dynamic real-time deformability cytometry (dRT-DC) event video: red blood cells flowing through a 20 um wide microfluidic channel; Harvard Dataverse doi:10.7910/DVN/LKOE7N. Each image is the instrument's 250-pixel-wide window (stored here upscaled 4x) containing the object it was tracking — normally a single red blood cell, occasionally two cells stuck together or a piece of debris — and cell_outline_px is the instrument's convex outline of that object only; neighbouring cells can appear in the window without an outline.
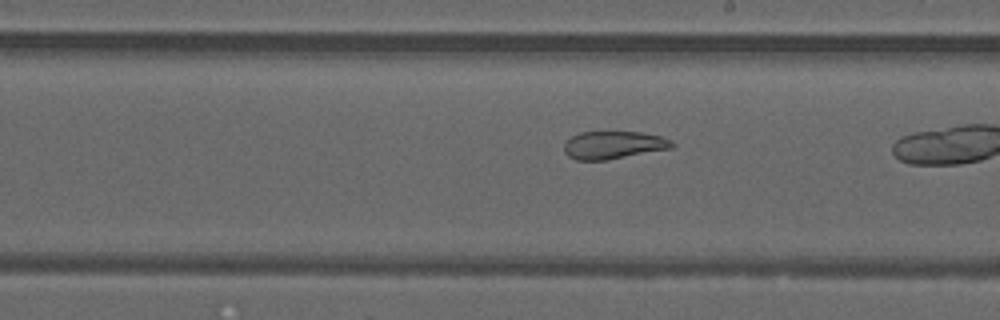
{"species": "common noctule bat (a hibernating species)", "species_latin": "Nyctalus noctula", "temperature_condition": "warm", "stored_images_in_passage": 36, "camera_frame_rate_fps": 3000, "um_per_image_px": 0.085, "animal": {"sex": "male", "forearm_length_mm": 52.5}, "frame": {"image": 1, "passage_image": 26, "time_ms": 8.333, "image_size_px": [1000, 320], "cell_outline_px": [[676, 144], [672, 148], [608, 160], [576, 160], [568, 156], [564, 152], [564, 144], [572, 136], [580, 132], [640, 132], [660, 136], [672, 140]], "centroid_in_image_um": [52.16, 12.33], "position_along_channel_um": 236.8, "area_um2": 17.51}}